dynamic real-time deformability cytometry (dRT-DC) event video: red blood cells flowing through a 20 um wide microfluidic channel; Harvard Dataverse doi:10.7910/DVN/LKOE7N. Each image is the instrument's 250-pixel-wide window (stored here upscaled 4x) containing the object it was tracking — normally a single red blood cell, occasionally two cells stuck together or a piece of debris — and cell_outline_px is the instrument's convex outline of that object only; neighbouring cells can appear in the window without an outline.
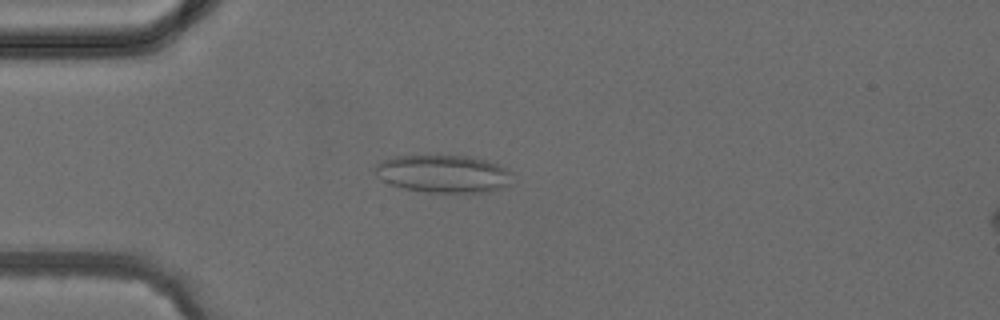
{"species": "common noctule bat (a hibernating species)", "species_latin": "Nyctalus noctula", "temperature_condition": "cold", "stored_images_in_passage": 4, "camera_frame_rate_fps": 3000, "um_per_image_px": 0.085, "animal": {"sex": "female", "body_mass_g": 24.6, "forearm_length_mm": 56.2}, "frame": {"image": 1, "passage_image": 4, "time_ms": 3.333, "image_size_px": [1000, 320], "cell_outline_px": [[512, 172], [508, 184], [504, 188], [492, 192], [428, 192], [400, 188], [376, 176], [372, 168], [376, 164], [392, 156], [464, 156], [488, 160], [508, 168]], "centroid_in_image_um": [37.69, 14.77], "position_along_channel_um": 47.3, "area_um2": 30.29}}